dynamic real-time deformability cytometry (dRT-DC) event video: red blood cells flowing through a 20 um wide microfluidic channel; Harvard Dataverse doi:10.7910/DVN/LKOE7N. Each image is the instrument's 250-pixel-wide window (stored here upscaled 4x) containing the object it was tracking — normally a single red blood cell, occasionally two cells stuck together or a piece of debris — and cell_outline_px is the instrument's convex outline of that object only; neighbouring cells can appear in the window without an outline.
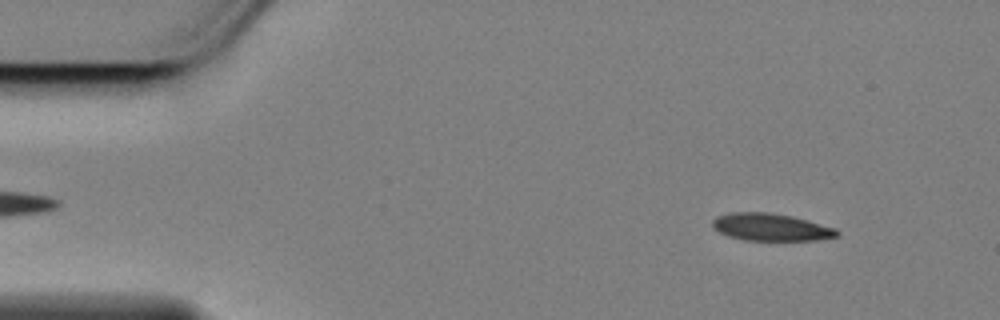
{"species": "Egyptian fruit bat (a non-hibernating species)", "species_latin": "Rousettus aegyptiacus", "temperature_condition": "cold", "stored_images_in_passage": 56, "camera_frame_rate_fps": 3000, "um_per_image_px": 0.085, "animal": {"sex": "female"}, "frame": {"image": 1, "passage_image": 5, "time_ms": 1.333, "image_size_px": [1000, 320], "cell_outline_px": [[840, 236], [816, 240], [744, 240], [728, 236], [712, 228], [712, 220], [716, 216], [728, 212], [768, 212], [792, 216], [808, 220], [836, 228], [840, 232]], "centroid_in_image_um": [65.52, 19.3], "position_along_channel_um": 19.5, "area_um2": 20.06}}
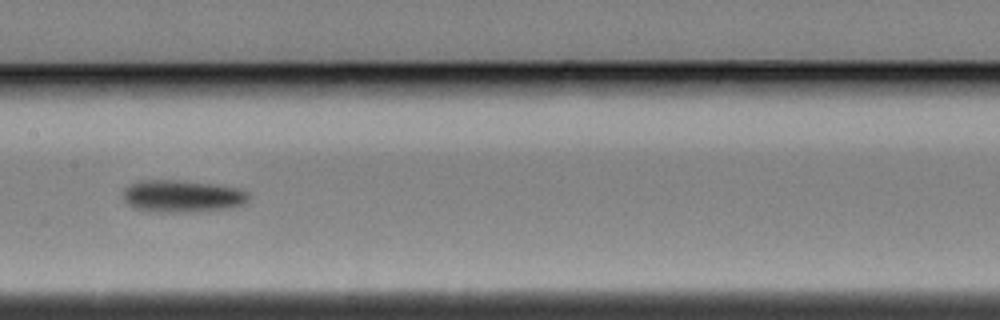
{"frame": {"image": 2, "passage_image": 27, "time_ms": 8.667, "image_size_px": [1000, 320], "cell_outline_px": [[252, 196], [244, 204], [232, 208], [196, 212], [152, 212], [132, 208], [124, 200], [124, 188], [140, 180], [180, 180], [216, 184], [236, 188], [248, 192]], "centroid_in_image_um": [15.52, 16.69], "position_along_channel_um": 191.9, "area_um2": 23.99}}
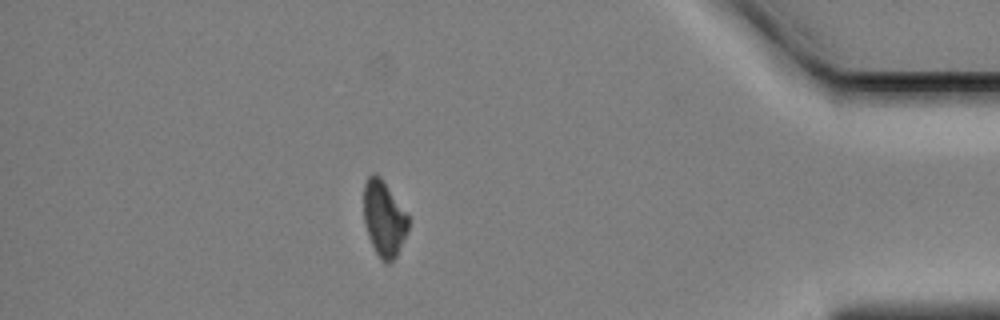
{"frame": {"image": 3, "passage_image": 49, "time_ms": 16.0, "image_size_px": [1000, 320], "cell_outline_px": [[408, 228], [396, 256], [388, 264], [384, 264], [380, 260], [368, 236], [364, 224], [364, 184], [368, 176], [372, 172], [376, 172], [380, 176], [408, 216]], "centroid_in_image_um": [32.6, 18.58], "position_along_channel_um": 402.6, "area_um2": 19.48}, "authors_computed_cell_mechanics": {"area_um2": 21.5883, "velocity_mm_per_s": 3.4444, "shape_relaxation_time_tau1_ms": 2.7729, "shape_relaxation_time_tau2_ms": null, "deformation_change_tau1": 0.1245, "deformation_change_tau2": null}}